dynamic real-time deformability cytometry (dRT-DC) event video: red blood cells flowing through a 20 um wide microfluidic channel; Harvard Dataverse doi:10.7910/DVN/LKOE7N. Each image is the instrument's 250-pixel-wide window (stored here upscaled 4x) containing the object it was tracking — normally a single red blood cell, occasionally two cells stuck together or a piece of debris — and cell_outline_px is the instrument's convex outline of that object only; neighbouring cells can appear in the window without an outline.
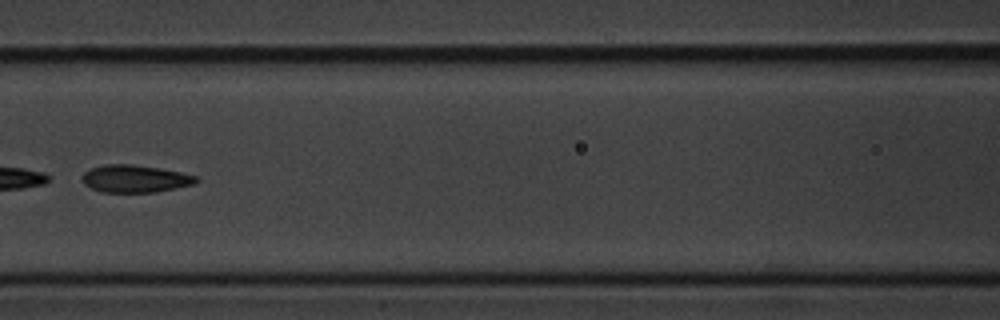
{"species": "common noctule bat (a hibernating species)", "species_latin": "Nyctalus noctula", "temperature_condition": "cold", "stored_images_in_passage": 8, "camera_frame_rate_fps": 3000, "um_per_image_px": 0.085, "animal": {"sex": "male", "body_mass_g": 20.1, "forearm_length_mm": 53.5}, "frame": {"image": 1, "passage_image": 6, "time_ms": 1.667, "image_size_px": [1000, 320], "cell_outline_px": [[200, 180], [192, 184], [156, 192], [100, 192], [84, 184], [84, 172], [92, 168], [104, 164], [132, 164], [160, 168], [180, 172], [196, 176]], "centroid_in_image_um": [11.48, 15.18], "position_along_channel_um": 155.1, "area_um2": 18.03}}
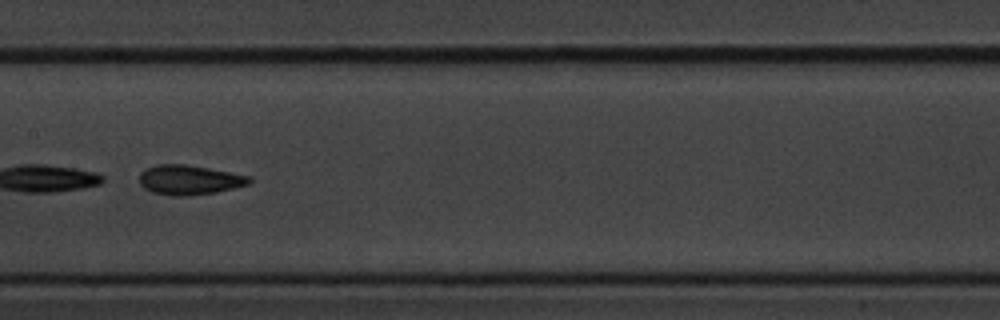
{"frame": {"image": 2, "passage_image": 7, "time_ms": 2.0, "image_size_px": [1000, 320], "cell_outline_px": [[252, 184], [216, 192], [188, 196], [172, 196], [152, 192], [144, 188], [140, 184], [140, 172], [156, 164], [184, 164], [208, 168], [252, 176]], "centroid_in_image_um": [16.13, 15.29], "position_along_channel_um": 191.3, "area_um2": 19.13}}
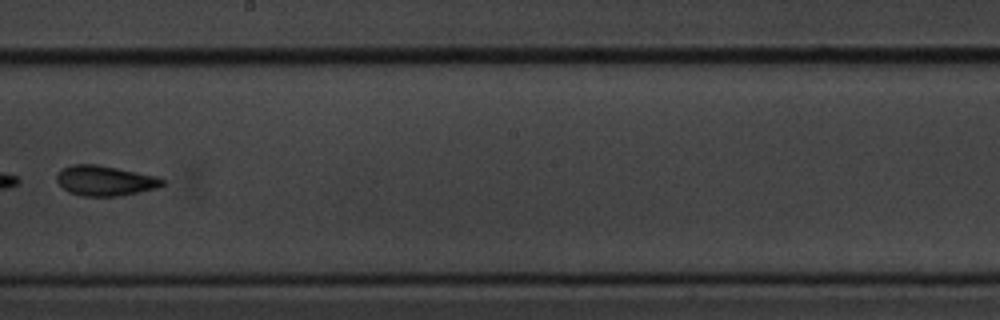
{"frame": {"image": 3, "passage_image": 8, "time_ms": 2.333, "image_size_px": [1000, 320], "cell_outline_px": [[164, 184], [156, 188], [140, 192], [120, 196], [84, 196], [68, 192], [56, 180], [56, 176], [64, 168], [72, 164], [96, 164], [160, 176], [164, 180]], "centroid_in_image_um": [8.97, 15.36], "position_along_channel_um": 239.2, "area_um2": 18.55}}